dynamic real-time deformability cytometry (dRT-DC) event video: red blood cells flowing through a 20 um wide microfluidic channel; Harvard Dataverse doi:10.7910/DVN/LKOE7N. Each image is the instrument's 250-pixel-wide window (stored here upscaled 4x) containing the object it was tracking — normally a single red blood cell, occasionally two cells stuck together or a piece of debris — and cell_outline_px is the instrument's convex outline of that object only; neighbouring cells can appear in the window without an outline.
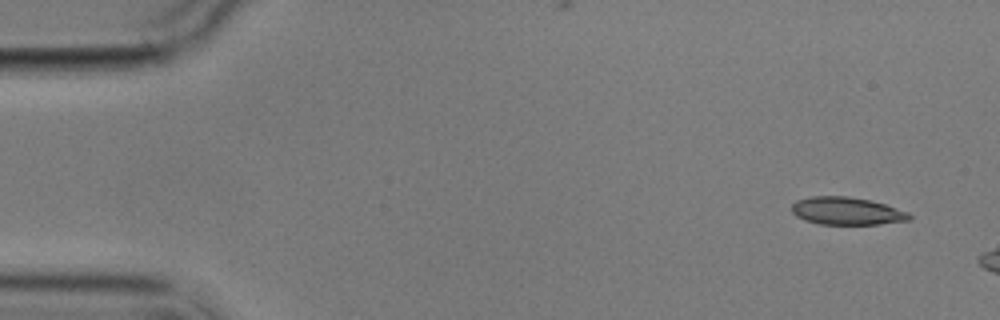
{"species": "common noctule bat (a hibernating species)", "species_latin": "Nyctalus noctula", "temperature_condition": "cold", "stored_images_in_passage": 3, "camera_frame_rate_fps": 3000, "um_per_image_px": 0.085, "animal": {"sex": "male", "body_mass_g": 17.9}, "frame": {"image": 1, "passage_image": 1, "time_ms": 0.0, "image_size_px": [1000, 320], "cell_outline_px": [[912, 216], [908, 220], [880, 224], [820, 224], [804, 220], [796, 216], [792, 212], [792, 204], [796, 200], [812, 196], [848, 196], [872, 200], [908, 212]], "centroid_in_image_um": [71.95, 17.93], "position_along_channel_um": 13.1, "area_um2": 18.96}}